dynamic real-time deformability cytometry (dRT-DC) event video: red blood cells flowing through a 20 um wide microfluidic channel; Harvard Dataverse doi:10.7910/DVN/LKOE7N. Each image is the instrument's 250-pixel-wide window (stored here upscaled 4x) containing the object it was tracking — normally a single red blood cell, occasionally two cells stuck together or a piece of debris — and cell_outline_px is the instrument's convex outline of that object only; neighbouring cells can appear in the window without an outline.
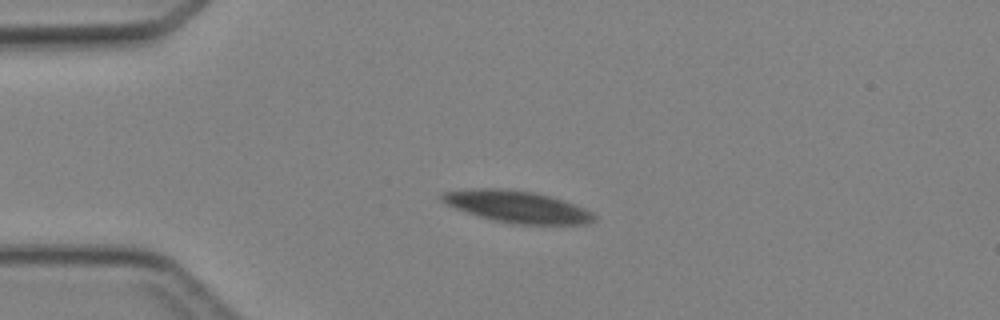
{"species": "Egyptian fruit bat (a non-hibernating species)", "species_latin": "Rousettus aegyptiacus", "temperature_condition": "cold", "stored_images_in_passage": 8, "camera_frame_rate_fps": 3000, "um_per_image_px": 0.085, "animal": {"sex": "female"}, "frame": {"image": 1, "passage_image": 4, "time_ms": 3.667, "image_size_px": [1000, 320], "cell_outline_px": [[596, 220], [588, 224], [512, 224], [480, 216], [444, 204], [440, 200], [440, 192], [476, 188], [500, 188], [536, 192], [584, 208], [592, 212], [596, 216]], "centroid_in_image_um": [43.93, 17.56], "position_along_channel_um": 41.1, "area_um2": 28.03}}
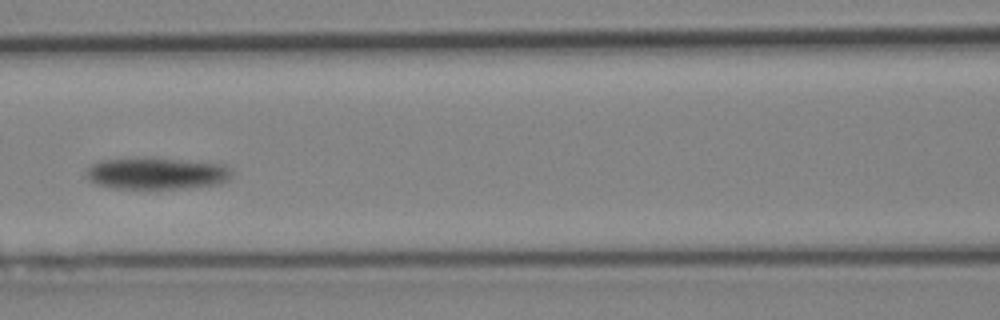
{"frame": {"image": 2, "passage_image": 7, "time_ms": 7.333, "image_size_px": [1000, 320], "cell_outline_px": [[232, 172], [228, 180], [216, 184], [180, 188], [112, 188], [96, 184], [88, 180], [84, 176], [84, 172], [88, 164], [100, 160], [136, 156], [152, 156], [224, 164], [232, 168]], "centroid_in_image_um": [13.21, 14.69], "position_along_channel_um": 153.4, "area_um2": 27.92}}
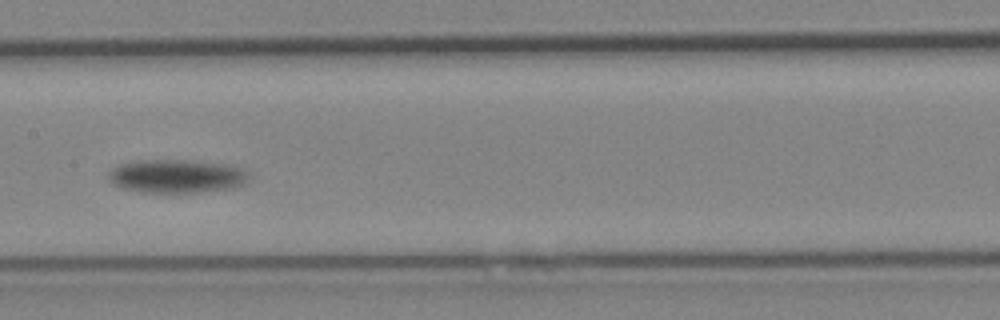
{"frame": {"image": 3, "passage_image": 8, "time_ms": 8.333, "image_size_px": [1000, 320], "cell_outline_px": [[252, 176], [244, 184], [232, 188], [200, 192], [140, 192], [124, 188], [112, 184], [108, 180], [108, 172], [112, 168], [120, 164], [140, 160], [188, 160], [232, 164], [244, 168]], "centroid_in_image_um": [15.07, 14.96], "position_along_channel_um": 192.3, "area_um2": 27.8}}